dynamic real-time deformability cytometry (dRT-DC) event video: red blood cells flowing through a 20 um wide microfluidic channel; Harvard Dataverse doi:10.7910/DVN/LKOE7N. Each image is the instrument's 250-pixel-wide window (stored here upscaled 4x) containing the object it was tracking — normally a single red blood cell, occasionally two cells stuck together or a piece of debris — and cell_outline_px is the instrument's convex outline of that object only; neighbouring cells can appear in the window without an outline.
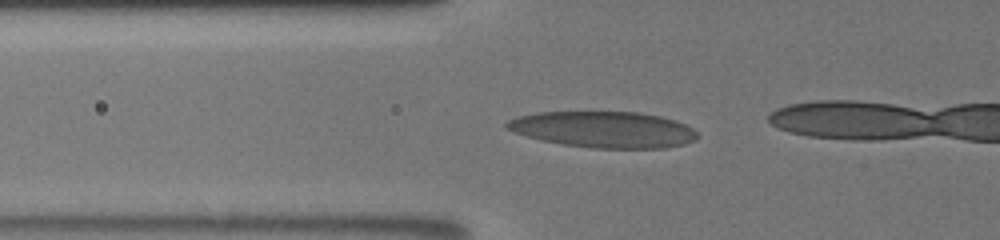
{"species": "human", "species_latin": "Homo sapiens", "temperature_condition": "room temperature", "stored_images_in_passage": 14, "camera_frame_rate_fps": 3000, "um_per_image_px": 0.085, "donor": {"sex": "male"}, "frame": {"image": 1, "passage_image": 12, "time_ms": 6.667, "image_size_px": [1000, 240], "cell_outline_px": [[700, 136], [696, 140], [684, 144], [664, 148], [592, 148], [564, 144], [544, 140], [512, 132], [504, 128], [504, 124], [508, 120], [516, 116], [536, 112], [640, 112], [660, 116], [676, 120], [692, 128]], "centroid_in_image_um": [51.3, 11.0], "position_along_channel_um": 74.5, "area_um2": 40.34}}